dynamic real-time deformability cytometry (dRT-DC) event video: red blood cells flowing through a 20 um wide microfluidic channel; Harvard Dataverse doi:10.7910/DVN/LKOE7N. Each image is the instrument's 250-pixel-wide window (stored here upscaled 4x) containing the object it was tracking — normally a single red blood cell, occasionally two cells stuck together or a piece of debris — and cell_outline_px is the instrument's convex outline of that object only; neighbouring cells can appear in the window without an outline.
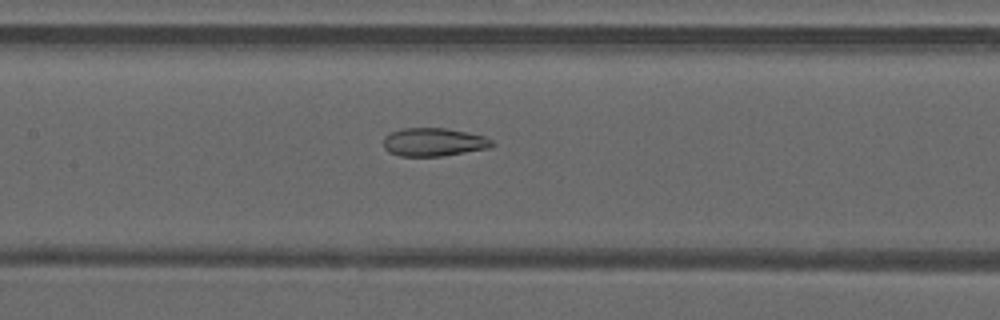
{"species": "common noctule bat (a hibernating species)", "species_latin": "Nyctalus noctula", "temperature_condition": "warm", "stored_images_in_passage": 37, "camera_frame_rate_fps": 3000, "um_per_image_px": 0.085, "animal": {"sex": "male", "forearm_length_mm": 52.5}, "frame": {"image": 1, "passage_image": 24, "time_ms": 7.667, "image_size_px": [1000, 320], "cell_outline_px": [[496, 144], [488, 148], [444, 156], [400, 156], [388, 152], [384, 148], [384, 136], [388, 132], [404, 128], [444, 128], [468, 132], [484, 136], [492, 140]], "centroid_in_image_um": [36.85, 12.08], "position_along_channel_um": 170.6, "area_um2": 18.03}}
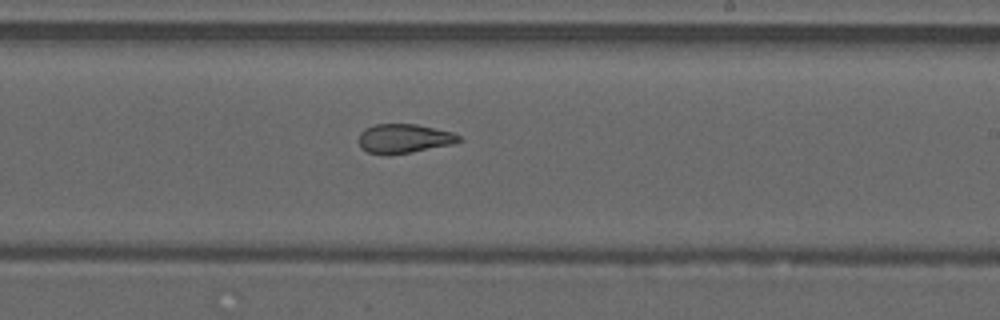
{"frame": {"image": 2, "passage_image": 30, "time_ms": 9.667, "image_size_px": [1000, 320], "cell_outline_px": [[464, 140], [456, 144], [412, 152], [388, 156], [368, 152], [360, 148], [360, 132], [364, 128], [376, 124], [416, 124], [452, 132], [460, 136]], "centroid_in_image_um": [34.37, 11.79], "position_along_channel_um": 254.6, "area_um2": 17.34}}
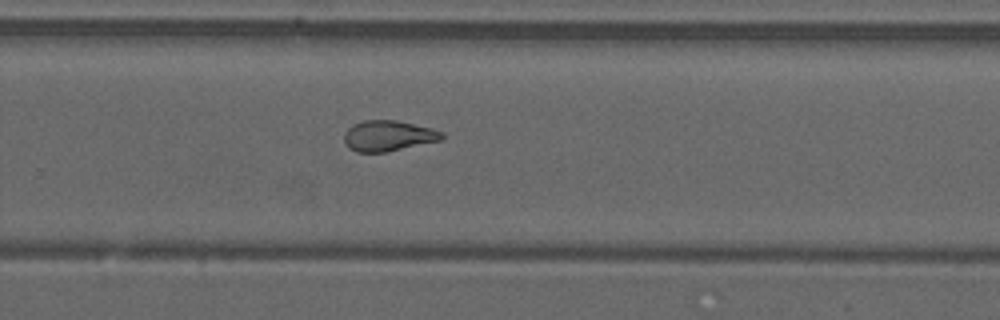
{"frame": {"image": 3, "passage_image": 33, "time_ms": 10.667, "image_size_px": [1000, 320], "cell_outline_px": [[444, 136], [440, 140], [384, 152], [356, 152], [348, 148], [344, 144], [344, 132], [352, 124], [364, 120], [396, 120], [432, 128], [444, 132]], "centroid_in_image_um": [32.96, 11.53], "position_along_channel_um": 296.8, "area_um2": 17.46}}